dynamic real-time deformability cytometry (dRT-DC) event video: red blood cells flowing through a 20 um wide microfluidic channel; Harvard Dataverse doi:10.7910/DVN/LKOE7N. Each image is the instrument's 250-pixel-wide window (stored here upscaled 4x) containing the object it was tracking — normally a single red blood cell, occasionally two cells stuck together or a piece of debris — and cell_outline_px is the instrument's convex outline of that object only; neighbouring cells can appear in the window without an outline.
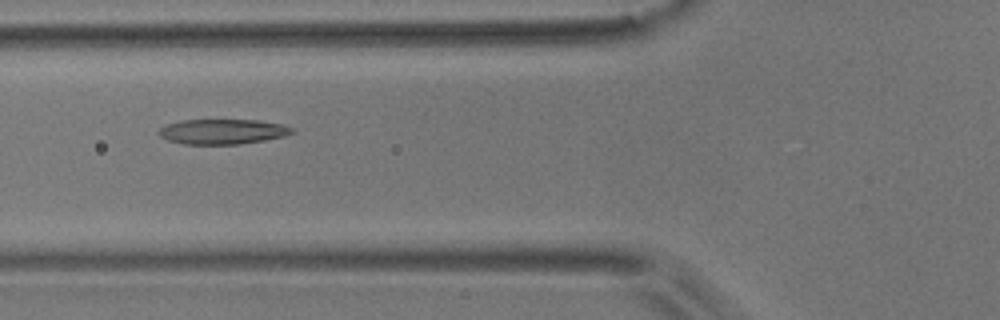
{"species": "common noctule bat (a hibernating species)", "species_latin": "Nyctalus noctula", "temperature_condition": "room temperature", "stored_images_in_passage": 11, "camera_frame_rate_fps": 3000, "um_per_image_px": 0.085, "animal": {"sex": "male", "body_mass_g": 17.9}, "frame": {"image": 1, "passage_image": 4, "time_ms": 1.0, "image_size_px": [1000, 320], "cell_outline_px": [[296, 132], [284, 136], [264, 140], [236, 144], [184, 144], [168, 140], [160, 136], [156, 132], [160, 128], [168, 124], [184, 120], [260, 120], [280, 124], [292, 128]], "centroid_in_image_um": [18.91, 11.18], "position_along_channel_um": 106.9, "area_um2": 19.31}}
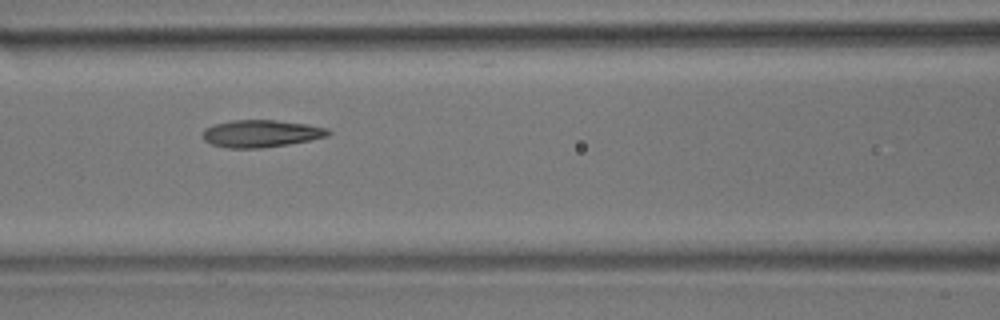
{"frame": {"image": 2, "passage_image": 7, "time_ms": 2.0, "image_size_px": [1000, 320], "cell_outline_px": [[332, 132], [328, 136], [288, 144], [260, 148], [228, 148], [212, 144], [204, 140], [204, 128], [216, 124], [232, 120], [276, 120], [308, 124], [328, 128]], "centroid_in_image_um": [22.22, 11.34], "position_along_channel_um": 144.4, "area_um2": 19.83}}